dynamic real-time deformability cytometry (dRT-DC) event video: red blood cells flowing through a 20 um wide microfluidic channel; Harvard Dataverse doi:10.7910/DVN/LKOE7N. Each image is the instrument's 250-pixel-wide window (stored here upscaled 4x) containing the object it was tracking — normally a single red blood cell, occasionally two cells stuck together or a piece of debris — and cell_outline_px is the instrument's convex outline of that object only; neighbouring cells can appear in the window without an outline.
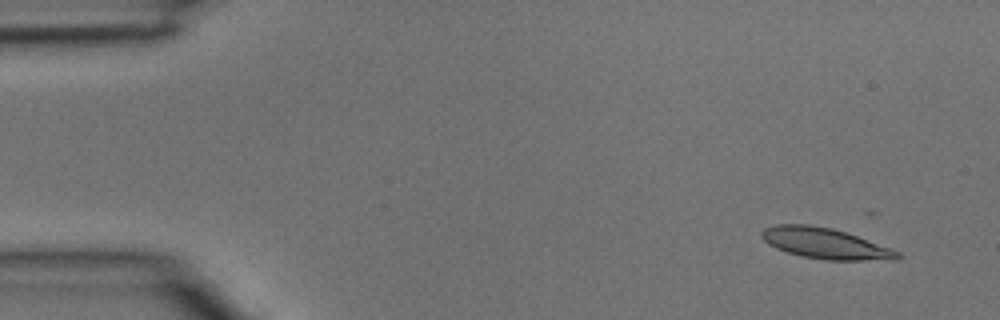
{"species": "common noctule bat (a hibernating species)", "species_latin": "Nyctalus noctula", "temperature_condition": "room temperature", "stored_images_in_passage": 4, "camera_frame_rate_fps": 3000, "um_per_image_px": 0.085, "animal": {"sex": "male", "body_mass_g": 15.6}, "frame": {"image": 1, "passage_image": 1, "time_ms": 0.0, "image_size_px": [1000, 320], "cell_outline_px": [[904, 256], [900, 260], [824, 260], [800, 256], [776, 248], [768, 244], [760, 236], [760, 232], [764, 228], [776, 224], [808, 224], [832, 228], [856, 236], [900, 252]], "centroid_in_image_um": [70.13, 20.7], "position_along_channel_um": 14.9, "area_um2": 24.39}}